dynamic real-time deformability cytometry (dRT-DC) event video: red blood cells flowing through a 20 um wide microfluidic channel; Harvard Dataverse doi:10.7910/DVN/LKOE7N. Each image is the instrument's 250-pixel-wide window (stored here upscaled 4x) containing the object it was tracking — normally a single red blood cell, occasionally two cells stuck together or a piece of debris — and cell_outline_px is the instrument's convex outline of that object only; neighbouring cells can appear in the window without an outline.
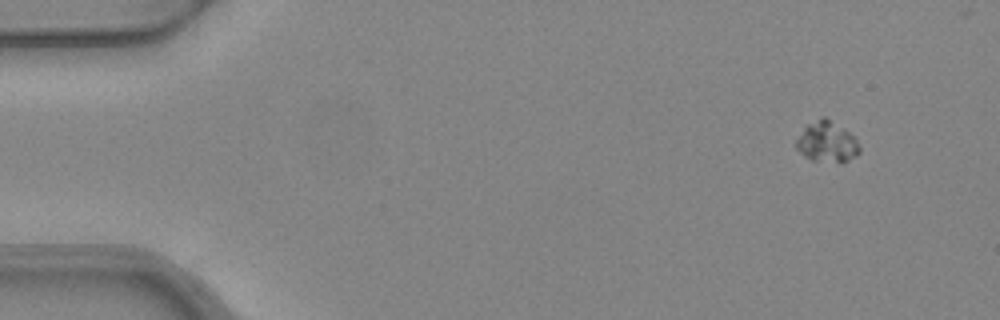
{"species": "common noctule bat (a hibernating species)", "species_latin": "Nyctalus noctula", "temperature_condition": "warm", "stored_images_in_passage": 5, "camera_frame_rate_fps": 3000, "um_per_image_px": 0.085, "animal": {"sex": "female", "body_mass_g": 24.6, "forearm_length_mm": 56.2}, "frame": {"image": 1, "passage_image": 1, "time_ms": 0.0, "image_size_px": [1000, 320], "cell_outline_px": [[860, 152], [856, 156], [840, 164], [812, 160], [804, 156], [796, 148], [796, 140], [804, 128], [808, 124], [820, 116], [824, 116], [848, 132], [856, 140], [860, 148]], "centroid_in_image_um": [70.28, 12.09], "position_along_channel_um": 14.7, "area_um2": 14.97}}
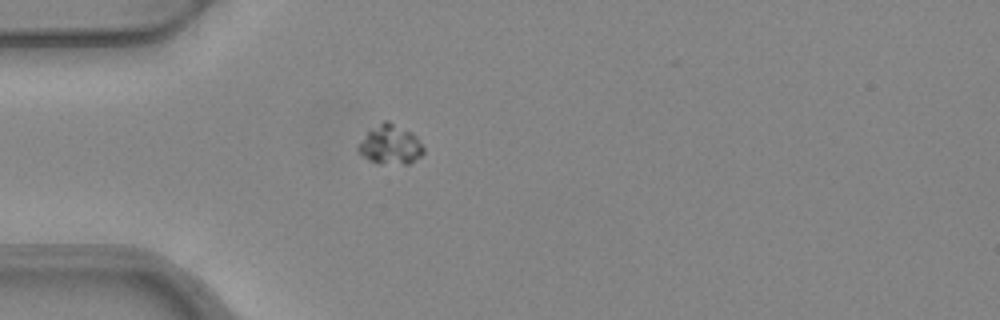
{"frame": {"image": 2, "passage_image": 4, "time_ms": 1.0, "image_size_px": [1000, 320], "cell_outline_px": [[424, 152], [420, 156], [408, 164], [380, 164], [368, 160], [356, 148], [368, 132], [384, 120], [388, 120], [412, 132], [416, 136], [424, 148]], "centroid_in_image_um": [33.2, 12.31], "position_along_channel_um": 51.8, "area_um2": 14.8}}